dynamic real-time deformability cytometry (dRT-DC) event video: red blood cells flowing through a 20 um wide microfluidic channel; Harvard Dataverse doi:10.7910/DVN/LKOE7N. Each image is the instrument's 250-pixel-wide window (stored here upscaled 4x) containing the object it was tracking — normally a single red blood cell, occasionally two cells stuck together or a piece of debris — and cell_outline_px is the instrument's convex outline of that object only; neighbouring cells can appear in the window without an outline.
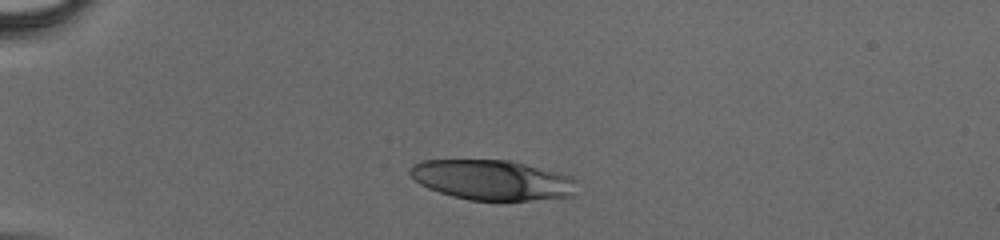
{"species": "human", "species_latin": "Homo sapiens", "temperature_condition": "cold", "stored_images_in_passage": 35, "camera_frame_rate_fps": 3000, "um_per_image_px": 0.085, "donor": {"sex": "male"}, "frame": {"image": 1, "passage_image": 1, "time_ms": 0.0, "image_size_px": [1000, 240], "cell_outline_px": [[576, 196], [528, 200], [468, 200], [452, 196], [428, 188], [420, 184], [408, 172], [408, 168], [412, 164], [420, 160], [508, 160], [560, 172], [572, 176], [576, 180]], "centroid_in_image_um": [41.86, 15.29], "position_along_channel_um": 43.1, "area_um2": 39.25}}
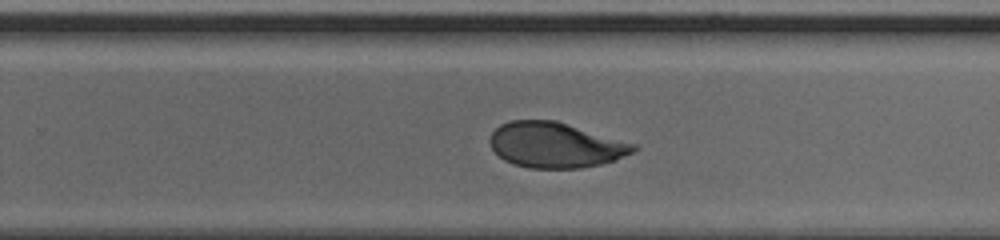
{"frame": {"image": 2, "passage_image": 20, "time_ms": 6.333, "image_size_px": [1000, 240], "cell_outline_px": [[636, 148], [632, 152], [612, 160], [600, 164], [580, 168], [528, 168], [512, 164], [504, 160], [492, 148], [488, 140], [492, 132], [500, 124], [508, 120], [556, 120], [636, 144]], "centroid_in_image_um": [47.15, 12.31], "position_along_channel_um": 282.6, "area_um2": 37.8}}
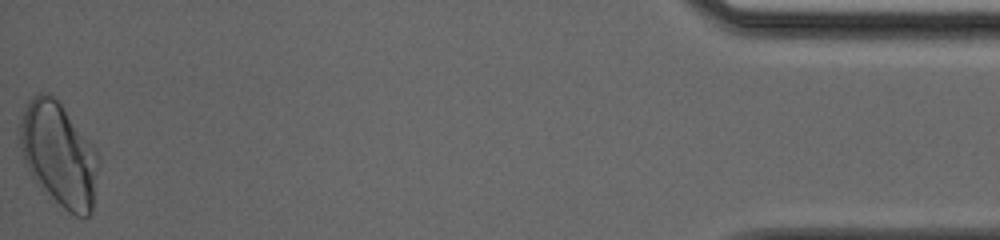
{"frame": {"image": 3, "passage_image": 35, "time_ms": 11.333, "image_size_px": [1000, 240], "cell_outline_px": [[100, 160], [92, 212], [88, 216], [76, 216], [68, 212], [48, 200], [32, 176], [24, 160], [20, 148], [20, 124], [24, 112], [28, 104], [40, 92], [48, 92], [64, 108], [92, 144], [100, 156]], "centroid_in_image_um": [5.03, 13.22], "position_along_channel_um": 430.2, "area_um2": 47.63}}